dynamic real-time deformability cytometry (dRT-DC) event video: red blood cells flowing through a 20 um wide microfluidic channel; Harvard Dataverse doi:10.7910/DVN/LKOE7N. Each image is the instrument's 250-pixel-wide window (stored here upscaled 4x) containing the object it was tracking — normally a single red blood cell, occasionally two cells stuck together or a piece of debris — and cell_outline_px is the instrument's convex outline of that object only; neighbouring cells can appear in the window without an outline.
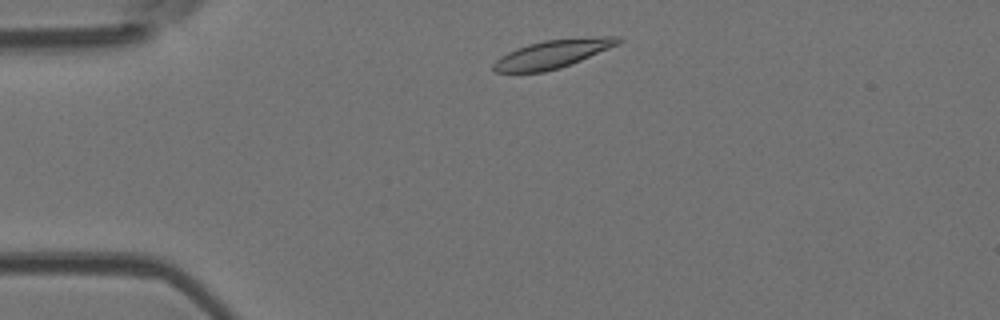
{"species": "Egyptian fruit bat (a non-hibernating species)", "species_latin": "Rousettus aegyptiacus", "temperature_condition": "room temperature", "stored_images_in_passage": 44, "camera_frame_rate_fps": 3000, "um_per_image_px": 0.085, "animal": {"sex": "female"}, "frame": {"image": 1, "passage_image": 3, "time_ms": 0.667, "image_size_px": [1000, 320], "cell_outline_px": [[624, 40], [620, 44], [560, 68], [544, 72], [492, 72], [492, 64], [500, 56], [516, 48], [528, 44], [544, 40], [604, 36], [620, 36]], "centroid_in_image_um": [46.97, 4.58], "position_along_channel_um": 38.0, "area_um2": 20.58}}
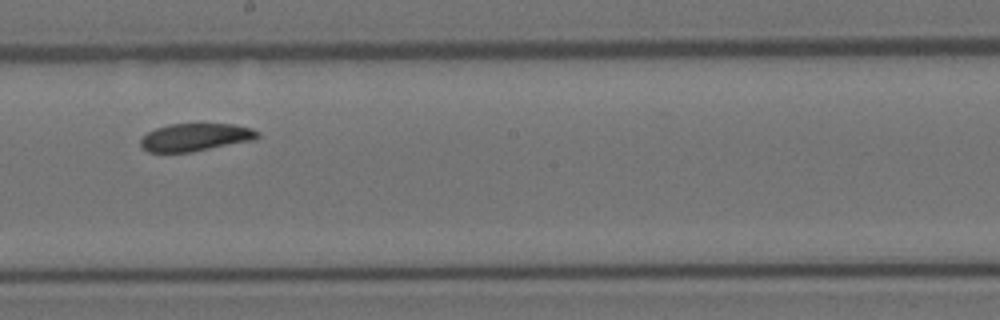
{"frame": {"image": 2, "passage_image": 21, "time_ms": 6.667, "image_size_px": [1000, 320], "cell_outline_px": [[260, 136], [256, 140], [192, 152], [148, 152], [140, 148], [140, 140], [148, 132], [156, 128], [168, 124], [232, 124], [252, 128], [260, 132]], "centroid_in_image_um": [16.63, 11.67], "position_along_channel_um": 231.6, "area_um2": 19.13}}
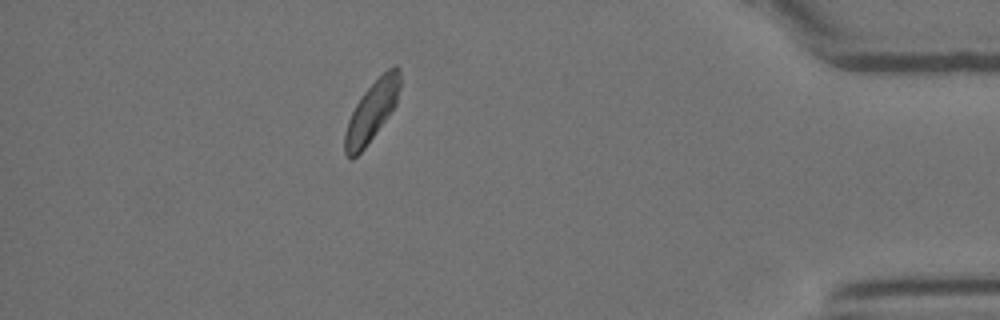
{"frame": {"image": 3, "passage_image": 38, "time_ms": 12.333, "image_size_px": [1000, 320], "cell_outline_px": [[400, 88], [396, 104], [388, 116], [364, 148], [352, 160], [344, 152], [344, 132], [348, 120], [356, 104], [364, 92], [388, 68], [396, 64], [400, 68]], "centroid_in_image_um": [31.6, 9.45], "position_along_channel_um": 403.6, "area_um2": 19.02}, "authors_computed_cell_mechanics": {"area_um2": 19.6809, "velocity_mm_per_s": 3.8207, "shape_relaxation_time_tau1_ms": 2.9336, "shape_relaxation_time_tau2_ms": null, "deformation_change_tau1": 0.1028, "deformation_change_tau2": null}}